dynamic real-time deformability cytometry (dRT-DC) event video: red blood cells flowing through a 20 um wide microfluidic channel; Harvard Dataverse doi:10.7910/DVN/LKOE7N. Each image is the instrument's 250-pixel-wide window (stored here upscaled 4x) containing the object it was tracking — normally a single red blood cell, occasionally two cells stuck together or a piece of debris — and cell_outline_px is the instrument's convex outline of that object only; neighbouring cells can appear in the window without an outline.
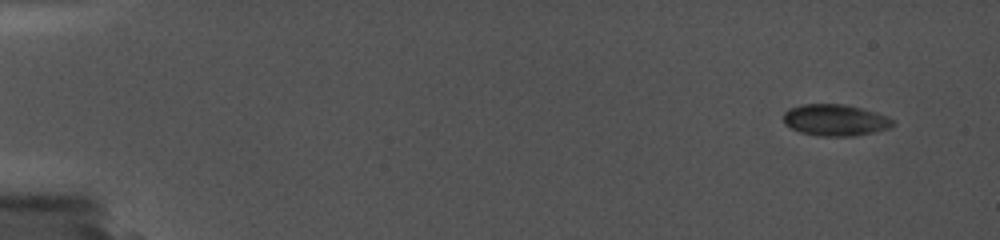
{"species": "common noctule bat (a hibernating species)", "species_latin": "Nyctalus noctula", "temperature_condition": "cold", "stored_images_in_passage": 3, "camera_frame_rate_fps": 5000, "um_per_image_px": 0.085, "animal": {"sex": "female", "body_mass_g": 19.0, "forearm_length_mm": 56.7}, "frame": {"image": 1, "passage_image": 3, "time_ms": 1.2, "image_size_px": [1000, 240], "cell_outline_px": [[892, 124], [884, 128], [872, 132], [856, 136], [816, 136], [800, 132], [792, 128], [784, 120], [784, 116], [788, 112], [796, 108], [812, 104], [828, 104], [852, 108], [888, 120]], "centroid_in_image_um": [70.84, 10.27], "position_along_channel_um": 14.2, "area_um2": 18.03}}